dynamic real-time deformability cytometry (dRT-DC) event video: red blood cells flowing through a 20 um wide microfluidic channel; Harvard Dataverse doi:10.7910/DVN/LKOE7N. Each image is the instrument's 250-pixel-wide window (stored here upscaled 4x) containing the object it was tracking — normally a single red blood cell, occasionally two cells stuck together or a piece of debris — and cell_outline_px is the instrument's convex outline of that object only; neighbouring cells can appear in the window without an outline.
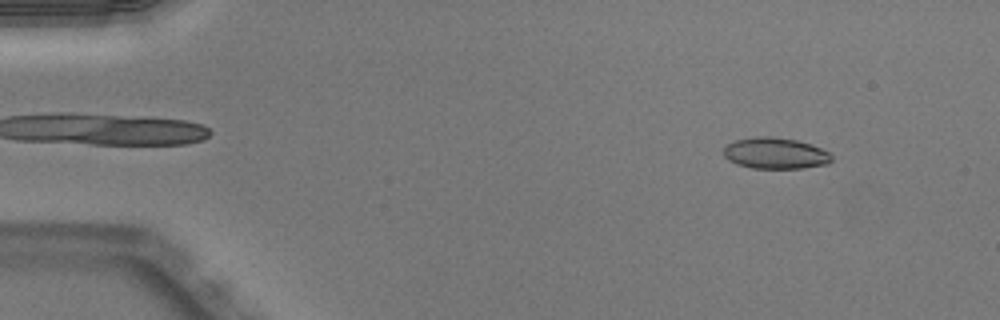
{"species": "Egyptian fruit bat (a non-hibernating species)", "species_latin": "Rousettus aegyptiacus", "temperature_condition": "warm", "stored_images_in_passage": 50, "camera_frame_rate_fps": 3000, "um_per_image_px": 0.085, "animal": {"sex": "male"}, "frame": {"image": 1, "passage_image": 5, "time_ms": 1.333, "image_size_px": [1000, 320], "cell_outline_px": [[832, 160], [828, 164], [800, 168], [752, 168], [736, 164], [728, 160], [724, 156], [724, 148], [728, 144], [736, 140], [756, 136], [772, 136], [796, 140], [820, 148], [828, 152], [832, 156]], "centroid_in_image_um": [65.88, 13.03], "position_along_channel_um": 19.1, "area_um2": 19.54}}
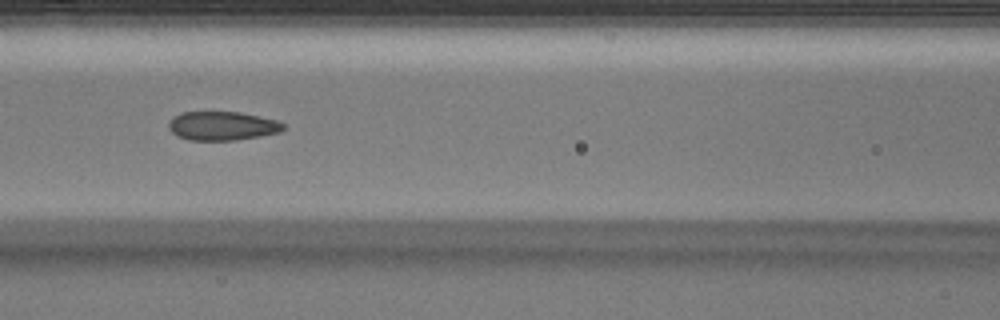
{"frame": {"image": 2, "passage_image": 22, "time_ms": 7.0, "image_size_px": [1000, 320], "cell_outline_px": [[284, 128], [280, 132], [260, 136], [236, 140], [188, 140], [172, 132], [168, 128], [168, 124], [172, 116], [180, 112], [240, 112], [276, 120], [284, 124]], "centroid_in_image_um": [18.87, 10.69], "position_along_channel_um": 147.7, "area_um2": 19.25}}
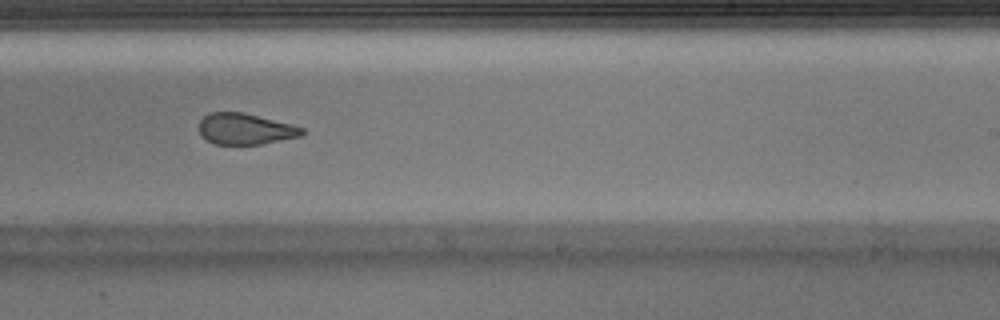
{"frame": {"image": 3, "passage_image": 31, "time_ms": 10.0, "image_size_px": [1000, 320], "cell_outline_px": [[304, 132], [300, 136], [260, 144], [216, 144], [200, 136], [200, 120], [204, 116], [212, 112], [244, 112], [292, 124], [304, 128]], "centroid_in_image_um": [20.85, 10.95], "position_along_channel_um": 268.2, "area_um2": 18.55}, "authors_computed_cell_mechanics": {"area_um2": 19.941, "velocity_mm_per_s": 4.0244, "shape_relaxation_time_tau1_ms": null, "shape_relaxation_time_tau2_ms": 1.3965, "deformation_change_tau1": null, "deformation_change_tau2": 0.0749}}